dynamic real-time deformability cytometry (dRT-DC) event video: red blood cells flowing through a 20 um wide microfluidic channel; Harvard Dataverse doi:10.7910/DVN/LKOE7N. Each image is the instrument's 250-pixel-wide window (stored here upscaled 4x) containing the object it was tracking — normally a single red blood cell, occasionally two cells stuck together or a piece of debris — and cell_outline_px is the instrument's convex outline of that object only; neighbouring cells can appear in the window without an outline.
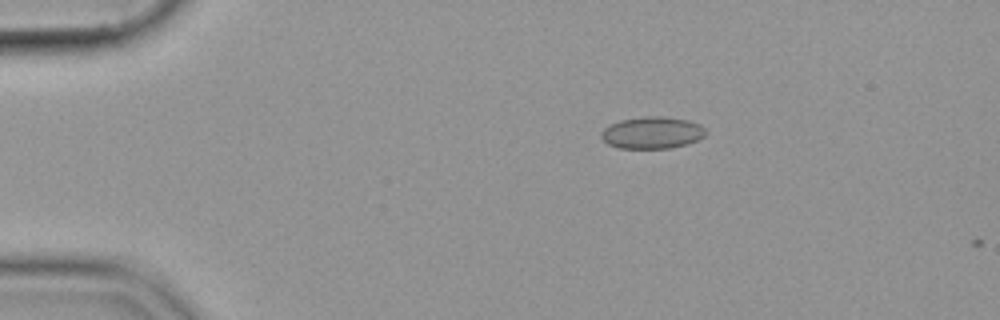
{"species": "common noctule bat (a hibernating species)", "species_latin": "Nyctalus noctula", "temperature_condition": "cold", "stored_images_in_passage": 2, "camera_frame_rate_fps": 3000, "um_per_image_px": 0.085, "animal": {"sex": "female", "body_mass_g": 19.9}, "frame": {"image": 1, "passage_image": 1, "time_ms": 0.0, "image_size_px": [1000, 320], "cell_outline_px": [[704, 136], [688, 144], [668, 148], [620, 148], [608, 144], [600, 136], [604, 128], [620, 120], [644, 116], [660, 116], [688, 120], [700, 124], [704, 128]], "centroid_in_image_um": [55.43, 11.27], "position_along_channel_um": 29.6, "area_um2": 19.25}}